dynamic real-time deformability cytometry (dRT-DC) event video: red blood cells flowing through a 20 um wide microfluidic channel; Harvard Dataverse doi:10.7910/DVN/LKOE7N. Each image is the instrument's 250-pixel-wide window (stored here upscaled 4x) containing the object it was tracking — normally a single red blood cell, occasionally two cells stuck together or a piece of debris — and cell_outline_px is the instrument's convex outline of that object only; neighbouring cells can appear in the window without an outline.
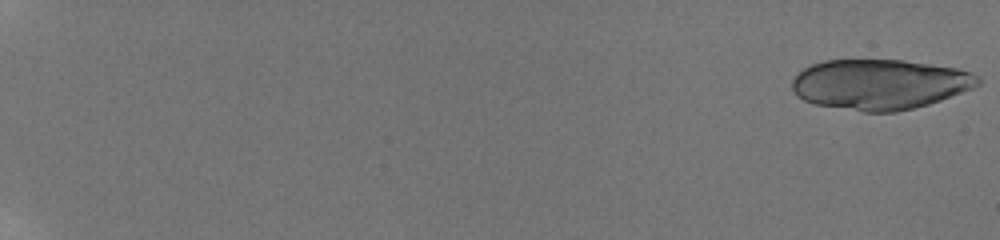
{"species": "human", "species_latin": "Homo sapiens", "temperature_condition": "room temperature", "stored_images_in_passage": 26, "camera_frame_rate_fps": 3000, "um_per_image_px": 0.085, "donor": {"sex": "male"}, "frame": {"image": 1, "passage_image": 1, "time_ms": 0.0, "image_size_px": [1000, 240], "cell_outline_px": [[980, 84], [972, 88], [940, 100], [928, 104], [896, 112], [864, 112], [816, 104], [804, 100], [796, 96], [792, 92], [792, 80], [804, 68], [812, 64], [824, 60], [904, 60], [956, 68], [972, 72], [980, 76]], "centroid_in_image_um": [74.78, 7.16], "position_along_channel_um": 10.2, "area_um2": 54.39}}
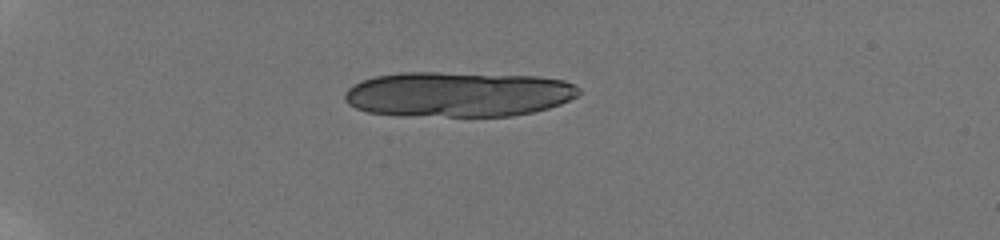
{"frame": {"image": 2, "passage_image": 18, "time_ms": 5.667, "image_size_px": [1000, 240], "cell_outline_px": [[580, 92], [576, 96], [560, 104], [548, 108], [532, 112], [512, 116], [448, 116], [368, 112], [356, 108], [348, 104], [344, 100], [344, 92], [352, 84], [360, 80], [376, 76], [400, 72], [436, 72], [540, 76], [564, 80], [580, 88]], "centroid_in_image_um": [38.94, 7.99], "position_along_channel_um": 46.1, "area_um2": 61.56}}